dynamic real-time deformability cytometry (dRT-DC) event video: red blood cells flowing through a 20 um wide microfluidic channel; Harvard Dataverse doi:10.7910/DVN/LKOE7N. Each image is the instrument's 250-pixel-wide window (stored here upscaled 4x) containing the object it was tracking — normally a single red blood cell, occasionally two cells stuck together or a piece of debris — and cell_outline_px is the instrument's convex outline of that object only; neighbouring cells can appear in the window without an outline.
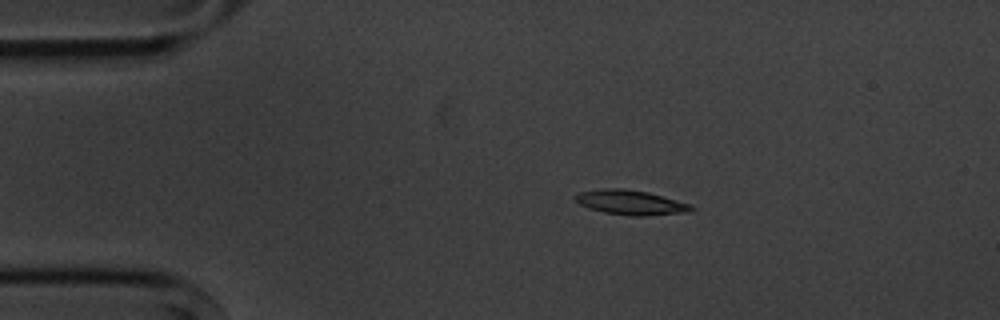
{"species": "common noctule bat (a hibernating species)", "species_latin": "Nyctalus noctula", "temperature_condition": "cold", "stored_images_in_passage": 7, "camera_frame_rate_fps": 3000, "um_per_image_px": 0.085, "animal": {"sex": "male", "body_mass_g": 20.1, "forearm_length_mm": 53.5}, "frame": {"image": 1, "passage_image": 3, "time_ms": 2.333, "image_size_px": [1000, 320], "cell_outline_px": [[696, 208], [688, 212], [644, 216], [632, 216], [604, 212], [588, 208], [580, 204], [572, 196], [576, 192], [604, 188], [624, 188], [648, 192], [692, 204]], "centroid_in_image_um": [53.6, 17.2], "position_along_channel_um": 31.4, "area_um2": 16.88}}
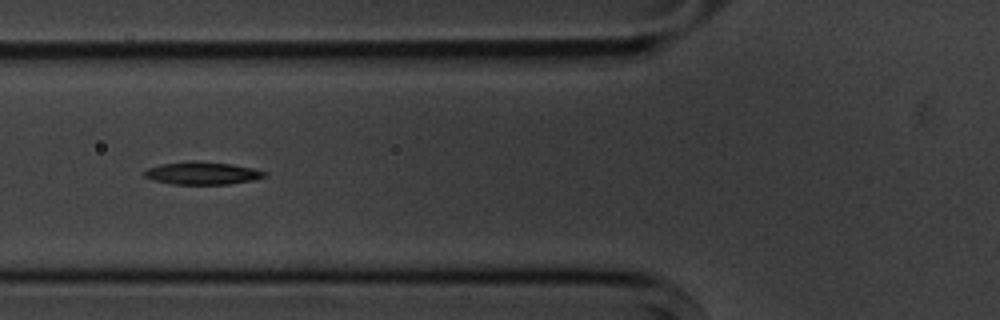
{"frame": {"image": 2, "passage_image": 6, "time_ms": 5.667, "image_size_px": [1000, 320], "cell_outline_px": [[268, 172], [264, 176], [252, 180], [228, 184], [172, 184], [152, 180], [144, 176], [144, 172], [148, 168], [160, 164], [188, 160], [196, 160], [232, 164], [252, 168]], "centroid_in_image_um": [17.15, 14.7], "position_along_channel_um": 108.6, "area_um2": 15.95}}
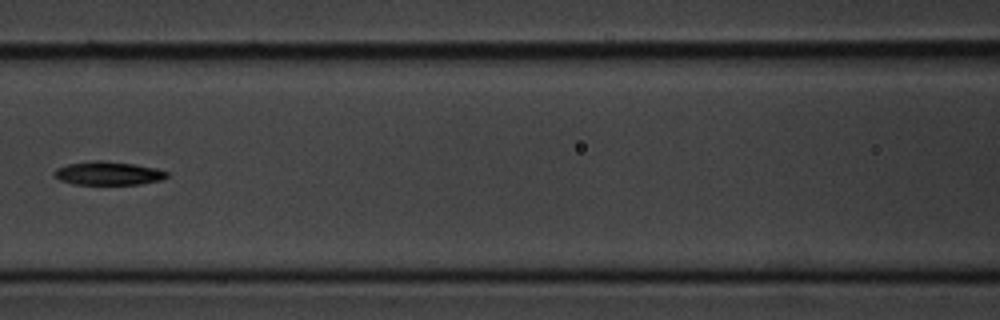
{"frame": {"image": 3, "passage_image": 7, "time_ms": 7.0, "image_size_px": [1000, 320], "cell_outline_px": [[168, 176], [160, 180], [140, 184], [72, 184], [60, 180], [52, 172], [56, 168], [68, 164], [92, 160], [104, 160], [132, 164], [156, 168], [168, 172]], "centroid_in_image_um": [9.17, 14.72], "position_along_channel_um": 157.4, "area_um2": 15.37}}